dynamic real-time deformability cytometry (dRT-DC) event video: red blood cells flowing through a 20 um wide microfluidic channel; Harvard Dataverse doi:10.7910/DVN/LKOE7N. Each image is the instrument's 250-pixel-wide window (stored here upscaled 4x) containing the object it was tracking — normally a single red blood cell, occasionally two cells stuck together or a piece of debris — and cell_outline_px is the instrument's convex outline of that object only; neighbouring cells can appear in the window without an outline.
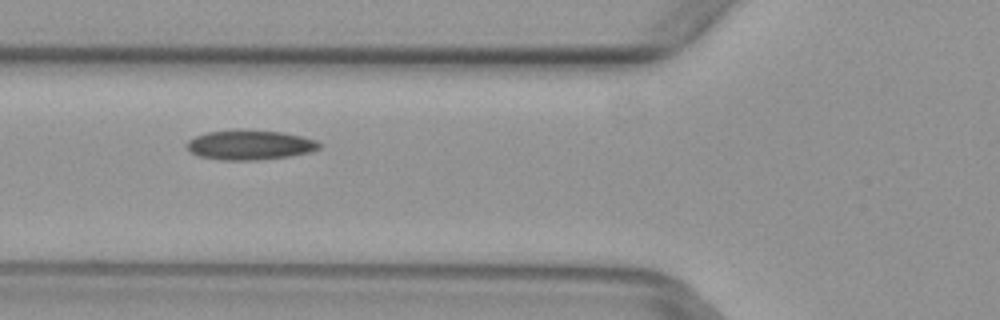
{"species": "common noctule bat (a hibernating species)", "species_latin": "Nyctalus noctula", "temperature_condition": "warm", "stored_images_in_passage": 6, "camera_frame_rate_fps": 3000, "um_per_image_px": 0.085, "animal": {"sex": "female", "body_mass_g": 29.2, "forearm_length_mm": 56.3}, "frame": {"image": 1, "passage_image": 6, "time_ms": 1.667, "image_size_px": [1000, 320], "cell_outline_px": [[320, 148], [312, 152], [288, 156], [256, 160], [220, 160], [200, 156], [192, 152], [188, 148], [188, 140], [196, 136], [208, 132], [240, 128], [284, 132], [316, 140], [320, 144]], "centroid_in_image_um": [21.26, 12.3], "position_along_channel_um": 104.5, "area_um2": 23.06}}